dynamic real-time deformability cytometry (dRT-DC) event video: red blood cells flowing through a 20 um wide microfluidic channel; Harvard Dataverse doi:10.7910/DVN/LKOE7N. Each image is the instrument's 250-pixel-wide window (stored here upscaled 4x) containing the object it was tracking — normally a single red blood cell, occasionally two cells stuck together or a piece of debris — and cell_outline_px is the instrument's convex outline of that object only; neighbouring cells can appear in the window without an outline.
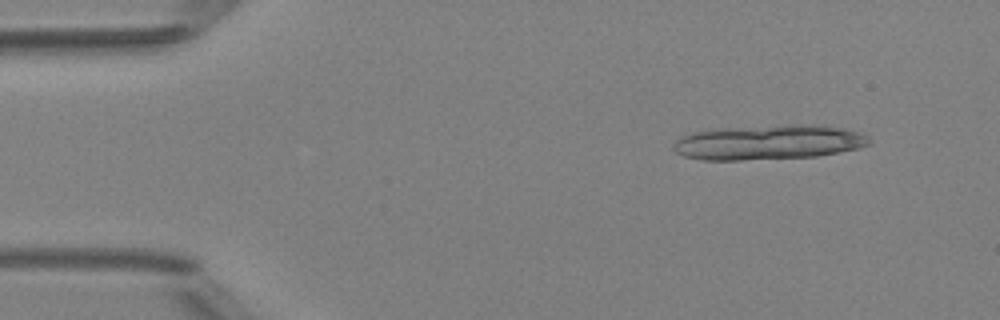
{"species": "Egyptian fruit bat (a non-hibernating species)", "species_latin": "Rousettus aegyptiacus", "temperature_condition": "room temperature", "stored_images_in_passage": 4, "segment_of_instrument_passage": [1, 2], "camera_frame_rate_fps": 3000, "um_per_image_px": 0.085, "animal": {"sex": "female"}, "frame": {"image": 1, "passage_image": 1, "time_ms": 0.0, "image_size_px": [1000, 320], "cell_outline_px": [[872, 144], [860, 148], [816, 156], [740, 160], [704, 160], [684, 156], [676, 152], [672, 148], [672, 144], [680, 136], [712, 128], [784, 124], [812, 124], [844, 128], [860, 132], [868, 136], [872, 140]], "centroid_in_image_um": [65.34, 12.07], "position_along_channel_um": 19.7, "area_um2": 40.29}}